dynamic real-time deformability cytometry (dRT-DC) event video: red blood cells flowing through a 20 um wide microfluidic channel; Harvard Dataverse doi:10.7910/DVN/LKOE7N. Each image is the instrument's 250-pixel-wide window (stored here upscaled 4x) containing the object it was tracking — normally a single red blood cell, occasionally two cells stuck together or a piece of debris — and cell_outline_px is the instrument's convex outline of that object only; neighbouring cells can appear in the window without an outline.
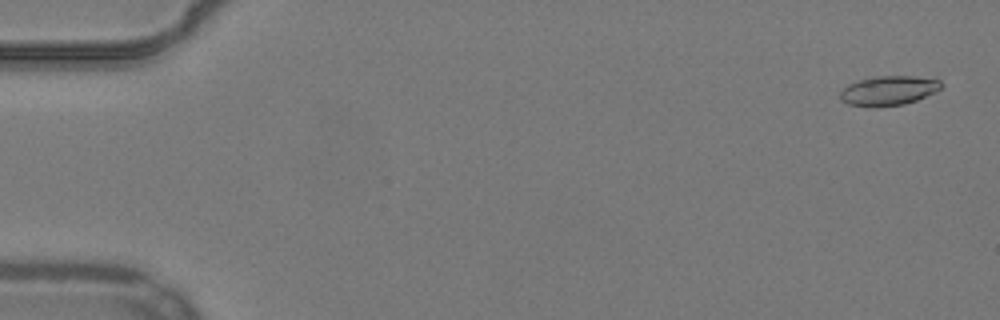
{"species": "common noctule bat (a hibernating species)", "species_latin": "Nyctalus noctula", "temperature_condition": "warm", "stored_images_in_passage": 24, "camera_frame_rate_fps": 3000, "um_per_image_px": 0.085, "animal": {"sex": "male", "body_mass_g": 19.2, "forearm_length_mm": 51.8}, "frame": {"image": 1, "passage_image": 2, "time_ms": 0.333, "image_size_px": [1000, 320], "cell_outline_px": [[944, 84], [936, 92], [916, 100], [904, 104], [848, 104], [840, 100], [840, 92], [848, 84], [860, 80], [880, 76], [916, 76], [940, 80]], "centroid_in_image_um": [75.59, 7.65], "position_along_channel_um": 9.4, "area_um2": 16.65}}
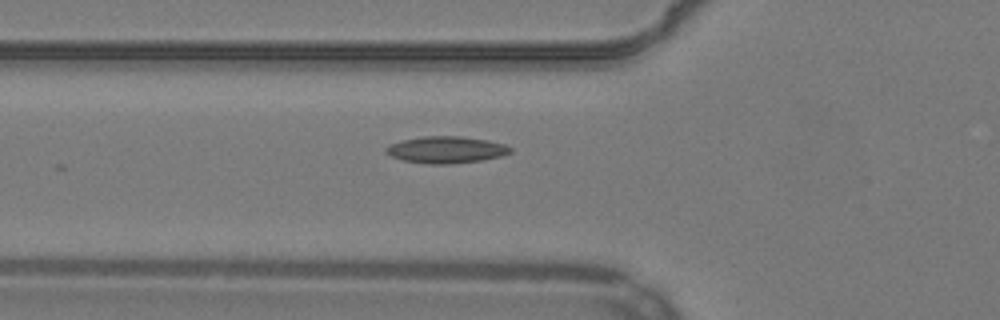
{"frame": {"image": 2, "passage_image": 20, "time_ms": 6.333, "image_size_px": [1000, 320], "cell_outline_px": [[512, 152], [500, 156], [484, 160], [452, 164], [428, 164], [404, 160], [392, 156], [384, 152], [384, 148], [392, 144], [404, 140], [424, 136], [460, 136], [488, 140], [504, 144], [512, 148]], "centroid_in_image_um": [37.95, 12.73], "position_along_channel_um": 87.8, "area_um2": 19.36}}
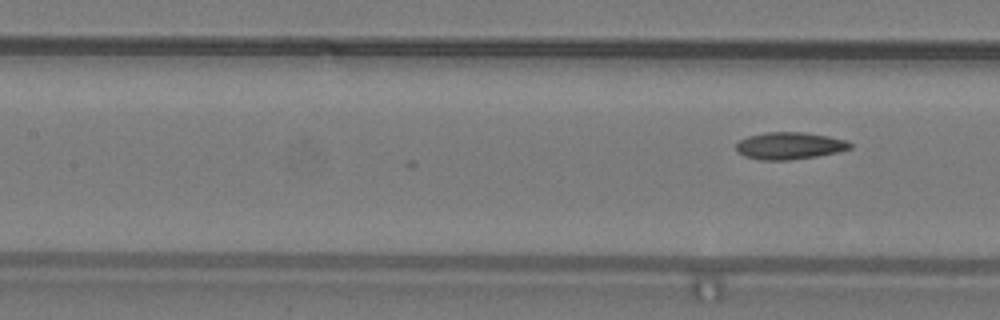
{"frame": {"image": 3, "passage_image": 24, "time_ms": 7.667, "image_size_px": [1000, 320], "cell_outline_px": [[852, 148], [836, 152], [816, 156], [788, 160], [760, 160], [744, 156], [736, 148], [736, 144], [740, 140], [748, 136], [768, 132], [804, 132], [828, 136], [848, 140], [852, 144]], "centroid_in_image_um": [67.13, 12.38], "position_along_channel_um": 140.3, "area_um2": 17.92}}